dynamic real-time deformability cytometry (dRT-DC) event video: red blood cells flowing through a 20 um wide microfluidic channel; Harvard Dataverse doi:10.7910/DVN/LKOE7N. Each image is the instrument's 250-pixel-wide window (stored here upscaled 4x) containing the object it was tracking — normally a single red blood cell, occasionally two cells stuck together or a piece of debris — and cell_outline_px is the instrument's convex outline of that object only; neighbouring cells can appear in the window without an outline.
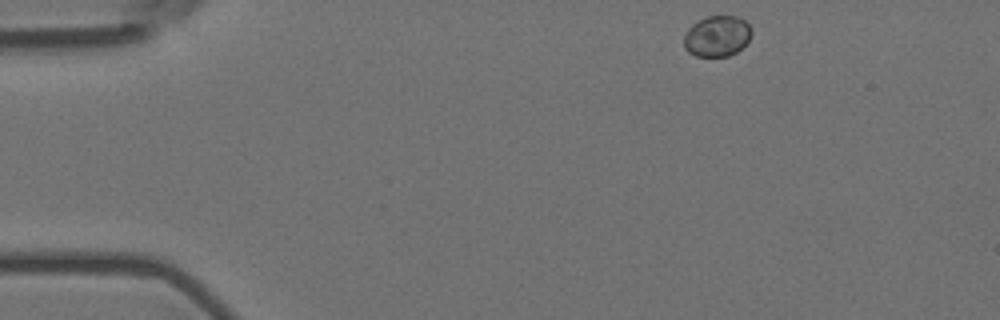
{"species": "Egyptian fruit bat (a non-hibernating species)", "species_latin": "Rousettus aegyptiacus", "temperature_condition": "room temperature", "stored_images_in_passage": 50, "camera_frame_rate_fps": 3000, "um_per_image_px": 0.085, "animal": {"sex": "female"}, "frame": {"image": 1, "passage_image": 1, "time_ms": 0.0, "image_size_px": [1000, 320], "cell_outline_px": [[752, 32], [748, 40], [736, 52], [728, 56], [696, 56], [688, 52], [684, 48], [684, 36], [688, 28], [692, 24], [708, 16], [736, 16], [744, 20], [752, 28]], "centroid_in_image_um": [60.94, 3.07], "position_along_channel_um": 24.1, "area_um2": 16.01}}
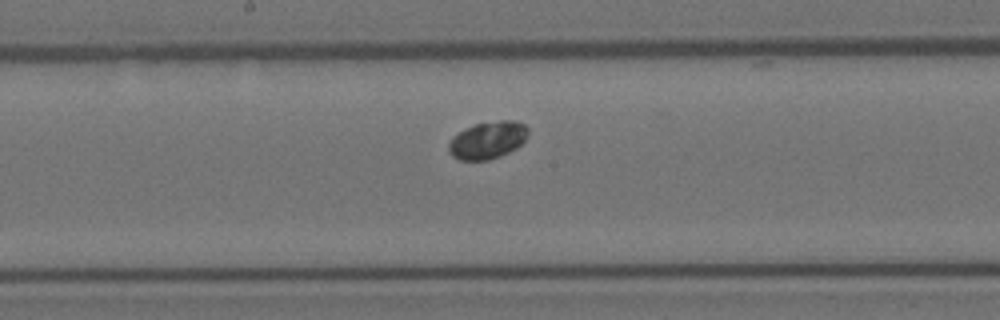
{"frame": {"image": 2, "passage_image": 23, "time_ms": 7.333, "image_size_px": [1000, 320], "cell_outline_px": [[528, 136], [516, 148], [508, 152], [488, 160], [460, 160], [452, 156], [448, 152], [448, 144], [452, 136], [464, 128], [476, 124], [500, 120], [512, 120], [524, 124], [528, 128]], "centroid_in_image_um": [41.42, 11.91], "position_along_channel_um": 206.8, "area_um2": 17.28}}
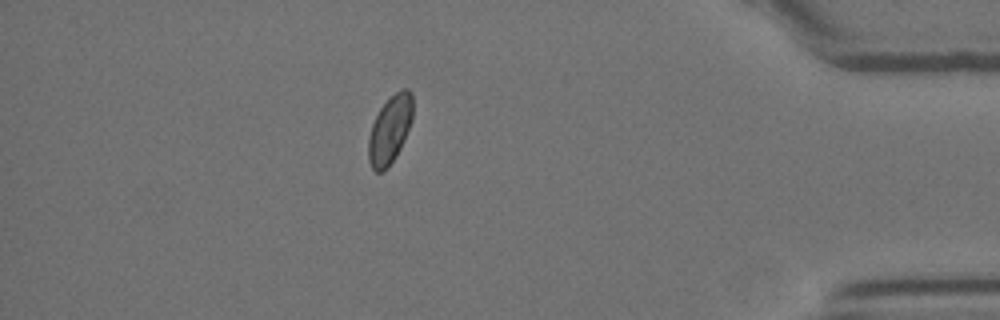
{"frame": {"image": 3, "passage_image": 43, "time_ms": 14.0, "image_size_px": [1000, 320], "cell_outline_px": [[412, 120], [400, 148], [396, 156], [388, 168], [384, 172], [376, 172], [372, 168], [368, 160], [368, 140], [372, 124], [380, 108], [400, 88], [408, 88], [412, 92]], "centroid_in_image_um": [33.13, 11.04], "position_along_channel_um": 402.1, "area_um2": 17.51}, "authors_computed_cell_mechanics": {"area_um2": 17.0221, "velocity_mm_per_s": 3.5491, "shape_relaxation_time_tau1_ms": 3.2916, "shape_relaxation_time_tau2_ms": null, "deformation_change_tau1": null, "deformation_change_tau2": null}}